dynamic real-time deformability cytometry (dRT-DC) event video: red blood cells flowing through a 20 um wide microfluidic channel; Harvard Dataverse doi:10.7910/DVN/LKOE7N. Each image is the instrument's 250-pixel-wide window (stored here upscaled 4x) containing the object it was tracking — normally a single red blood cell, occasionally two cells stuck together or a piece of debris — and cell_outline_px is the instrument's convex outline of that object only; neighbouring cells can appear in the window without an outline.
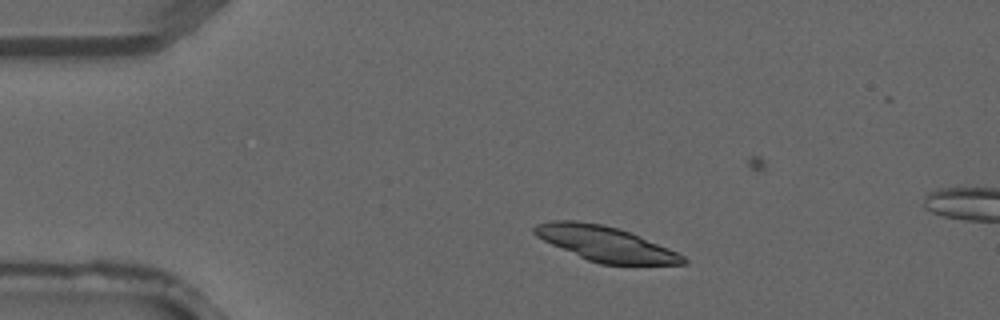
{"species": "common noctule bat (a hibernating species)", "species_latin": "Nyctalus noctula", "temperature_condition": "warm", "stored_images_in_passage": 3, "camera_frame_rate_fps": 3000, "um_per_image_px": 0.085, "animal": {"sex": "male", "forearm_length_mm": 52.5}, "frame": {"image": 1, "passage_image": 2, "time_ms": 0.333, "image_size_px": [1000, 320], "cell_outline_px": [[688, 264], [600, 264], [588, 260], [552, 244], [536, 236], [532, 232], [532, 228], [536, 224], [552, 220], [576, 220], [600, 224], [616, 228], [640, 236], [668, 248], [684, 256], [688, 260]], "centroid_in_image_um": [51.44, 20.71], "position_along_channel_um": 33.6, "area_um2": 29.88}}